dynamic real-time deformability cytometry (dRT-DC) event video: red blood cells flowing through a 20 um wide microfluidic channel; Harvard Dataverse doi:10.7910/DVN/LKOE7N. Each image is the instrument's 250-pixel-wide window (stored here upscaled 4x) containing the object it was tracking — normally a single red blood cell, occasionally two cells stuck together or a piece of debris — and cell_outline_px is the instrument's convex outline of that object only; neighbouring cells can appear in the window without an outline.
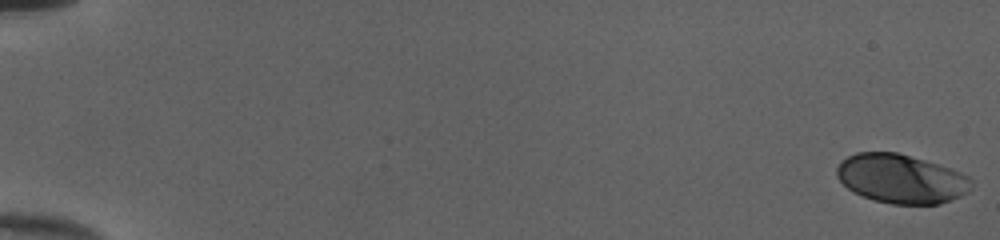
{"species": "human", "species_latin": "Homo sapiens", "temperature_condition": "cold", "stored_images_in_passage": 53, "camera_frame_rate_fps": 3000, "um_per_image_px": 0.085, "donor": {"sex": "female"}, "frame": {"image": 1, "passage_image": 1, "time_ms": 0.0, "image_size_px": [1000, 240], "cell_outline_px": [[972, 188], [968, 192], [960, 196], [940, 204], [892, 204], [872, 200], [852, 192], [836, 176], [836, 168], [848, 156], [856, 152], [896, 152], [924, 160], [960, 172], [968, 176], [972, 180]], "centroid_in_image_um": [76.59, 15.21], "position_along_channel_um": 8.4, "area_um2": 38.32}}
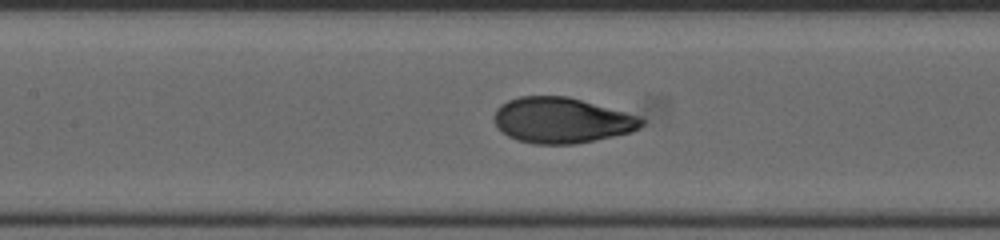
{"frame": {"image": 2, "passage_image": 27, "time_ms": 8.667, "image_size_px": [1000, 240], "cell_outline_px": [[644, 124], [640, 128], [632, 132], [576, 144], [536, 144], [516, 140], [508, 136], [496, 124], [492, 116], [496, 108], [500, 104], [508, 100], [520, 96], [568, 96], [640, 116], [644, 120]], "centroid_in_image_um": [47.74, 10.22], "position_along_channel_um": 159.7, "area_um2": 39.3}}
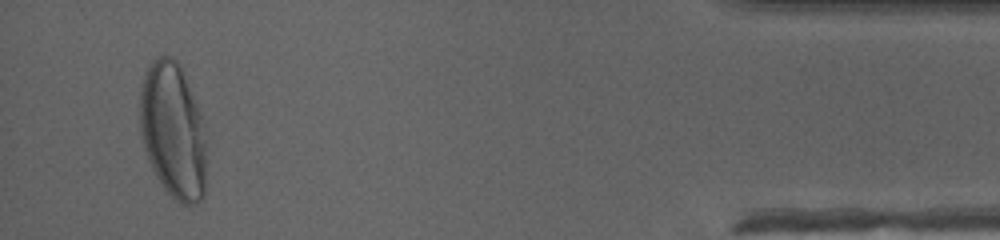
{"frame": {"image": 3, "passage_image": 51, "time_ms": 16.667, "image_size_px": [1000, 240], "cell_outline_px": [[208, 140], [204, 196], [196, 204], [184, 204], [176, 200], [164, 188], [156, 176], [152, 168], [144, 148], [140, 132], [140, 92], [144, 76], [152, 60], [160, 56], [172, 56], [180, 64], [184, 72], [196, 104]], "centroid_in_image_um": [14.73, 11.12], "position_along_channel_um": 420.5, "area_um2": 53.06}, "authors_computed_cell_mechanics": {"area_um2": 39.0728, "velocity_mm_per_s": 4.0123, "shape_relaxation_time_tau1_ms": 3.2829, "shape_relaxation_time_tau2_ms": null, "deformation_change_tau1": 0.1707, "deformation_change_tau2": null}}